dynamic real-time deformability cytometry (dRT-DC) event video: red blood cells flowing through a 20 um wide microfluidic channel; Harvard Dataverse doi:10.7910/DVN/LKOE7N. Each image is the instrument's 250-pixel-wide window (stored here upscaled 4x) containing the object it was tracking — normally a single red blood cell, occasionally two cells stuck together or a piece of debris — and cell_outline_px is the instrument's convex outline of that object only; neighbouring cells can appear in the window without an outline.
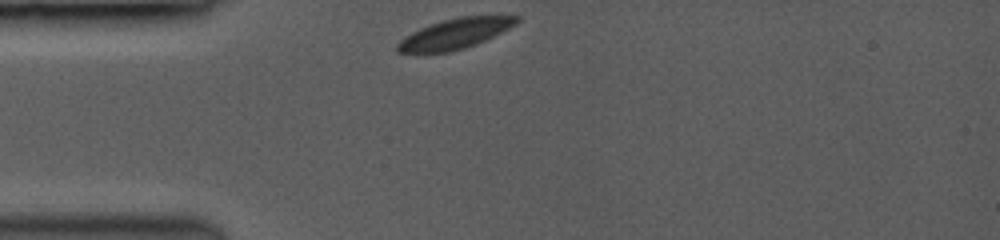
{"species": "common noctule bat (a hibernating species)", "species_latin": "Nyctalus noctula", "temperature_condition": "room temperature", "stored_images_in_passage": 28, "camera_frame_rate_fps": 3500, "um_per_image_px": 0.085, "animal": {"sex": "female", "body_mass_g": 19.0, "forearm_length_mm": 53.3}, "frame": {"image": 1, "passage_image": 1, "time_ms": 0.0, "image_size_px": [1000, 240], "cell_outline_px": [[520, 20], [516, 24], [476, 44], [464, 48], [448, 52], [396, 52], [396, 44], [404, 36], [420, 28], [444, 20], [460, 16], [520, 16]], "centroid_in_image_um": [38.65, 2.86], "position_along_channel_um": 46.4, "area_um2": 20.58}}
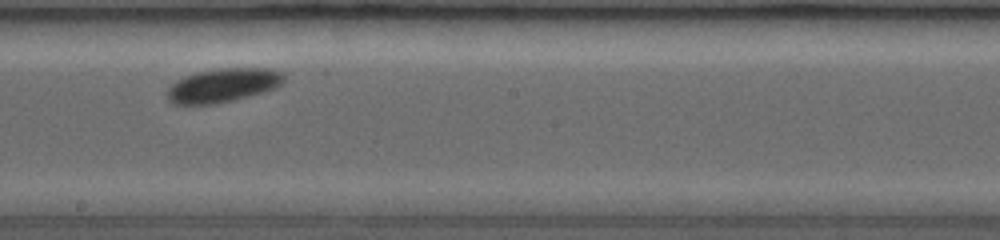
{"frame": {"image": 2, "passage_image": 15, "time_ms": 4.0, "image_size_px": [1000, 240], "cell_outline_px": [[284, 80], [280, 84], [272, 88], [260, 92], [228, 100], [208, 104], [176, 104], [168, 96], [168, 88], [176, 80], [184, 76], [196, 72], [220, 68], [272, 68], [284, 72]], "centroid_in_image_um": [18.96, 7.2], "position_along_channel_um": 229.2, "area_um2": 22.37}}
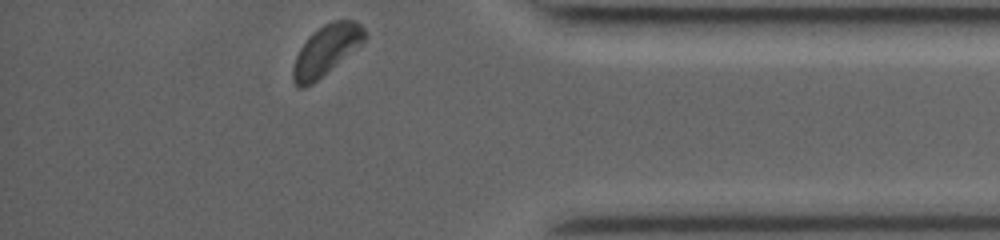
{"frame": {"image": 3, "passage_image": 28, "time_ms": 7.714, "image_size_px": [1000, 240], "cell_outline_px": [[368, 36], [364, 40], [312, 84], [304, 88], [300, 88], [292, 80], [292, 68], [296, 56], [300, 48], [324, 24], [336, 20], [352, 20], [360, 24], [364, 28]], "centroid_in_image_um": [27.71, 4.28], "position_along_channel_um": 407.5, "area_um2": 20.06}}